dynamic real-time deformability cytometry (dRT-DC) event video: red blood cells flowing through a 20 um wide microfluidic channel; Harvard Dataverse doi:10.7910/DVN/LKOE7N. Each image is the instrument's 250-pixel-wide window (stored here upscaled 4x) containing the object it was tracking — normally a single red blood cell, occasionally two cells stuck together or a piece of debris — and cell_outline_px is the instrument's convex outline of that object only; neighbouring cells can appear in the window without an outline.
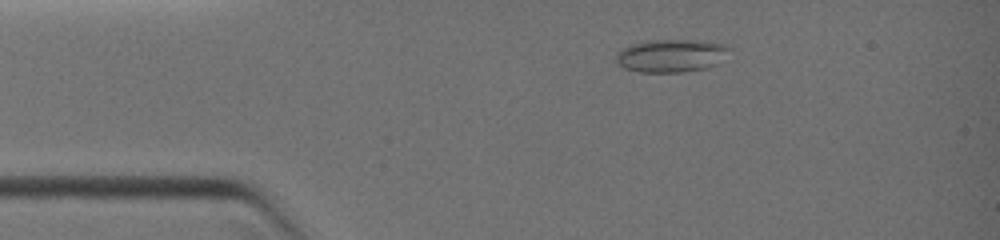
{"species": "common noctule bat (a hibernating species)", "species_latin": "Nyctalus noctula", "temperature_condition": "warm", "stored_images_in_passage": 17, "camera_frame_rate_fps": 3000, "um_per_image_px": 0.085, "animal": {"sex": "female", "body_mass_g": 19.0, "forearm_length_mm": 51.5}, "frame": {"image": 1, "passage_image": 7, "time_ms": 2.0, "image_size_px": [1000, 240], "cell_outline_px": [[732, 48], [716, 64], [708, 68], [680, 72], [640, 72], [624, 68], [616, 60], [616, 56], [624, 48], [632, 44], [648, 40], [696, 40], [724, 44]], "centroid_in_image_um": [57.07, 4.73], "position_along_channel_um": 27.9, "area_um2": 21.5}}